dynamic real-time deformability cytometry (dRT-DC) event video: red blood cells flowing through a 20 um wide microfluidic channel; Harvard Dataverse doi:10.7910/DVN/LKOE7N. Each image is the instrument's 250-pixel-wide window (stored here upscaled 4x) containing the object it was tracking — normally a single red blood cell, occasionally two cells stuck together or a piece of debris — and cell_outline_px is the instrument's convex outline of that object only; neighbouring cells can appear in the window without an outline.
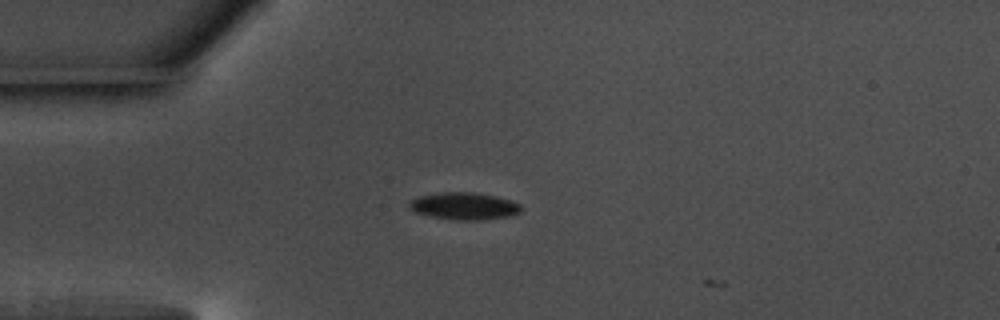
{"species": "common noctule bat (a hibernating species)", "species_latin": "Nyctalus noctula", "temperature_condition": "warm", "stored_images_in_passage": 5, "camera_frame_rate_fps": 3000, "um_per_image_px": 0.085, "animal": {"sex": "male", "body_mass_g": 17.5, "forearm_length_mm": 52.3}, "frame": {"image": 1, "passage_image": 4, "time_ms": 1.0, "image_size_px": [1000, 320], "cell_outline_px": [[524, 208], [520, 212], [508, 216], [480, 220], [456, 220], [432, 216], [416, 212], [408, 208], [408, 200], [420, 196], [440, 192], [476, 192], [496, 196], [512, 200], [520, 204]], "centroid_in_image_um": [39.46, 17.5], "position_along_channel_um": 45.5, "area_um2": 17.86}}